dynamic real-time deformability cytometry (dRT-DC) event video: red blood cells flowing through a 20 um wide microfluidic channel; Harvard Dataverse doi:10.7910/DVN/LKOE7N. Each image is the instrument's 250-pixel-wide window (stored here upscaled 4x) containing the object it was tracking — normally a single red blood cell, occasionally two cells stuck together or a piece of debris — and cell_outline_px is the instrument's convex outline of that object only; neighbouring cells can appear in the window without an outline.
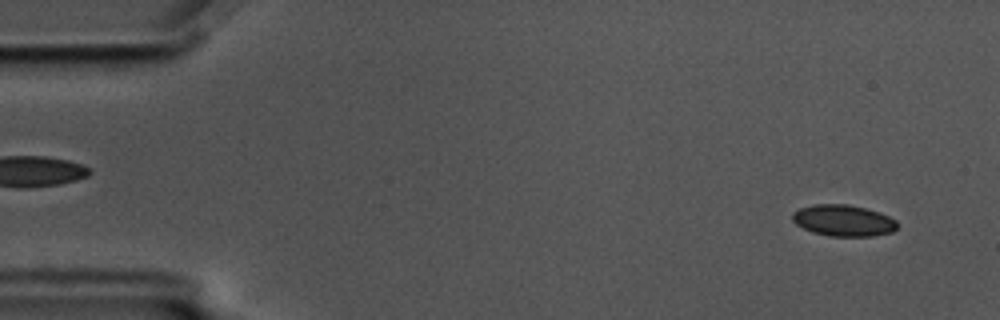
{"species": "common noctule bat (a hibernating species)", "species_latin": "Nyctalus noctula", "temperature_condition": "cold", "stored_images_in_passage": 59, "camera_frame_rate_fps": 3000, "um_per_image_px": 0.085, "animal": {"sex": "male", "body_mass_g": 17.5, "forearm_length_mm": 52.3}, "frame": {"image": 1, "passage_image": 4, "time_ms": 1.0, "image_size_px": [1000, 320], "cell_outline_px": [[896, 228], [892, 232], [872, 236], [828, 236], [812, 232], [796, 224], [792, 220], [792, 212], [800, 208], [812, 204], [848, 204], [880, 212], [896, 220]], "centroid_in_image_um": [71.66, 18.74], "position_along_channel_um": 13.3, "area_um2": 19.19}}
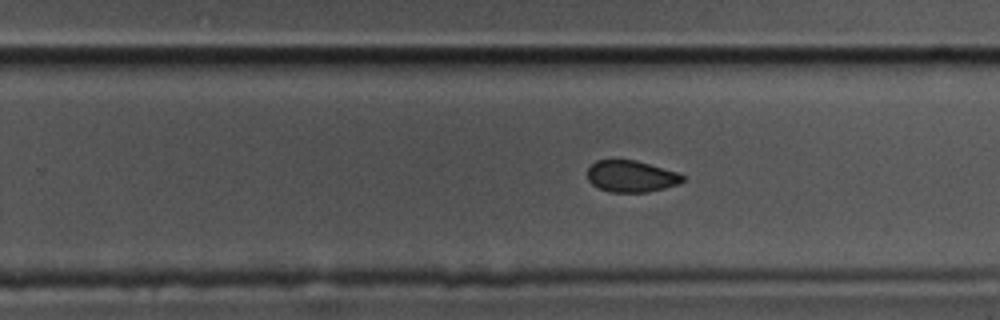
{"frame": {"image": 2, "passage_image": 36, "time_ms": 11.667, "image_size_px": [1000, 320], "cell_outline_px": [[684, 180], [680, 184], [648, 192], [608, 192], [592, 184], [588, 180], [588, 168], [596, 160], [636, 160], [676, 172], [684, 176]], "centroid_in_image_um": [53.65, 14.99], "position_along_channel_um": 276.2, "area_um2": 17.46}}
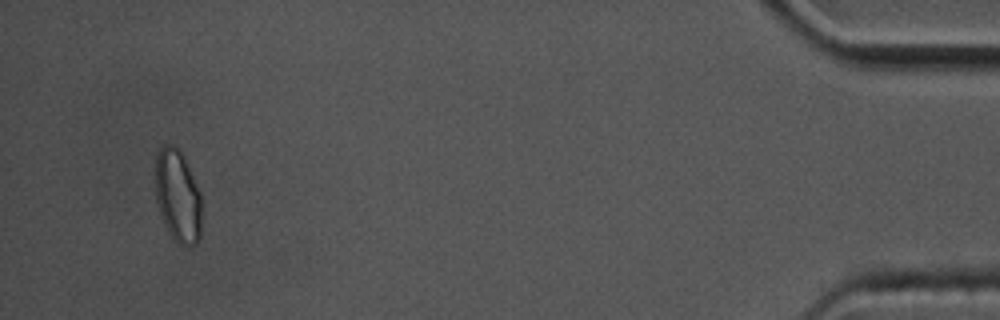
{"frame": {"image": 3, "passage_image": 55, "time_ms": 18.0, "image_size_px": [1000, 320], "cell_outline_px": [[200, 240], [196, 244], [180, 244], [168, 232], [164, 224], [156, 204], [156, 152], [164, 144], [176, 144], [184, 156], [200, 192]], "centroid_in_image_um": [15.09, 16.61], "position_along_channel_um": 420.1, "area_um2": 24.97}, "authors_computed_cell_mechanics": {"area_um2": 19.3052, "velocity_mm_per_s": 3.4964, "shape_relaxation_time_tau1_ms": null, "shape_relaxation_time_tau2_ms": 1.8439, "deformation_change_tau1": null, "deformation_change_tau2": 0.0535}}